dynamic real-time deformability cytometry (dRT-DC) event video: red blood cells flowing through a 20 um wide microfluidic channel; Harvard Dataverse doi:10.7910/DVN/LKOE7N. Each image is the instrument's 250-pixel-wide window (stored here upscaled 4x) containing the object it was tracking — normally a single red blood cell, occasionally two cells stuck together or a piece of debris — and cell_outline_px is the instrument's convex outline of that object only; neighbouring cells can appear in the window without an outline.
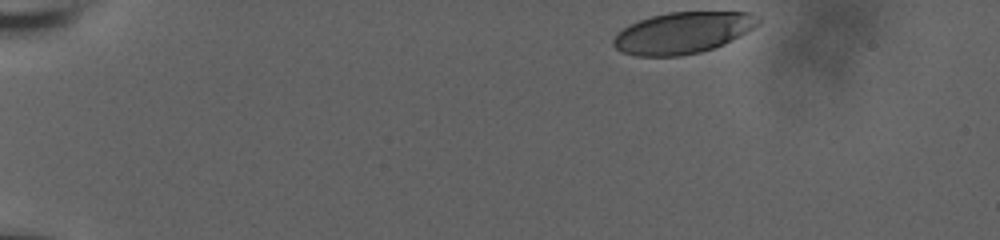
{"species": "human", "species_latin": "Homo sapiens", "temperature_condition": "room temperature", "stored_images_in_passage": 42, "camera_frame_rate_fps": 3000, "um_per_image_px": 0.085, "donor": {"sex": "male"}, "frame": {"image": 1, "passage_image": 1, "time_ms": 0.0, "image_size_px": [1000, 240], "cell_outline_px": [[760, 20], [752, 28], [724, 44], [700, 52], [680, 56], [636, 56], [620, 52], [612, 44], [612, 40], [628, 24], [652, 16], [668, 12], [752, 12]], "centroid_in_image_um": [57.99, 2.79], "position_along_channel_um": 27.0, "area_um2": 34.62}}
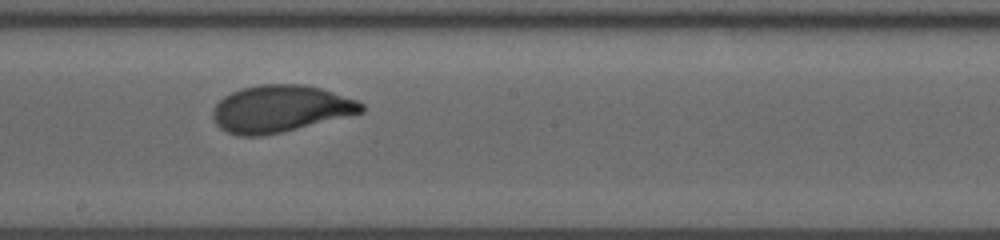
{"frame": {"image": 2, "passage_image": 26, "time_ms": 8.333, "image_size_px": [1000, 240], "cell_outline_px": [[364, 112], [280, 132], [260, 136], [240, 136], [224, 132], [216, 124], [212, 116], [212, 108], [224, 96], [232, 92], [244, 88], [260, 84], [304, 84], [320, 88], [356, 100], [364, 104]], "centroid_in_image_um": [23.79, 9.24], "position_along_channel_um": 224.4, "area_um2": 40.4}}
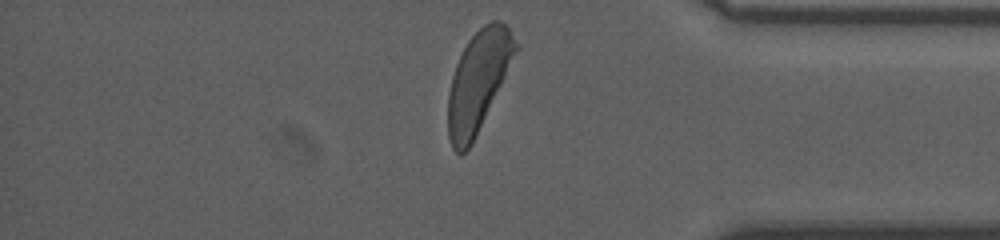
{"frame": {"image": 3, "passage_image": 41, "time_ms": 13.333, "image_size_px": [1000, 240], "cell_outline_px": [[520, 48], [472, 144], [460, 156], [452, 148], [448, 136], [448, 92], [452, 76], [456, 64], [468, 40], [484, 24], [492, 20], [500, 20], [508, 28], [520, 44]], "centroid_in_image_um": [40.67, 6.9], "position_along_channel_um": 394.5, "area_um2": 39.59}, "authors_computed_cell_mechanics": {"area_um2": 39.5352, "velocity_mm_per_s": 3.7163, "shape_relaxation_time_tau1_ms": 3.3753, "shape_relaxation_time_tau2_ms": null, "deformation_change_tau1": 0.1566, "deformation_change_tau2": null}}